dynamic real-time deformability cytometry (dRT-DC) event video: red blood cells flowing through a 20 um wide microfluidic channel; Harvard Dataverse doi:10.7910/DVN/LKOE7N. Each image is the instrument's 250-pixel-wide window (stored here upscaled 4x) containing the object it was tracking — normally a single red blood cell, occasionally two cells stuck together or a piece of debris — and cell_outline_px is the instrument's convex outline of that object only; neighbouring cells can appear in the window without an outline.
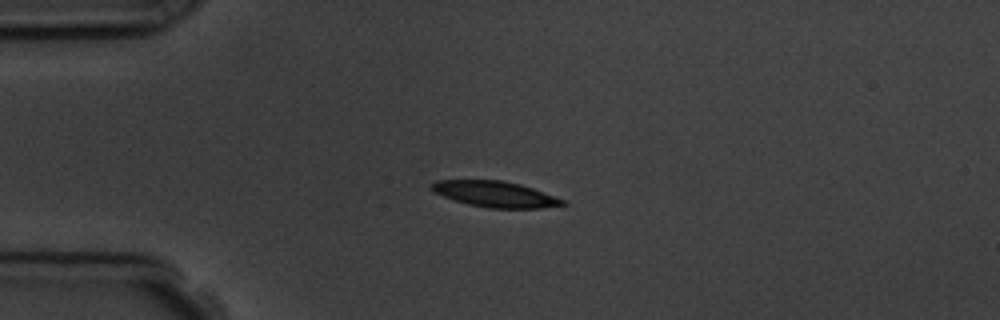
{"species": "common noctule bat (a hibernating species)", "species_latin": "Nyctalus noctula", "temperature_condition": "room temperature", "stored_images_in_passage": 9, "camera_frame_rate_fps": 3000, "um_per_image_px": 0.085, "animal": {"sex": "male", "body_mass_g": 19.5, "forearm_length_mm": 54.6}, "frame": {"image": 1, "passage_image": 3, "time_ms": 2.333, "image_size_px": [1000, 320], "cell_outline_px": [[568, 204], [540, 208], [488, 208], [468, 204], [432, 192], [428, 188], [428, 184], [436, 180], [500, 180], [520, 184], [532, 188], [564, 200]], "centroid_in_image_um": [42.02, 16.49], "position_along_channel_um": 43.0, "area_um2": 19.71}}
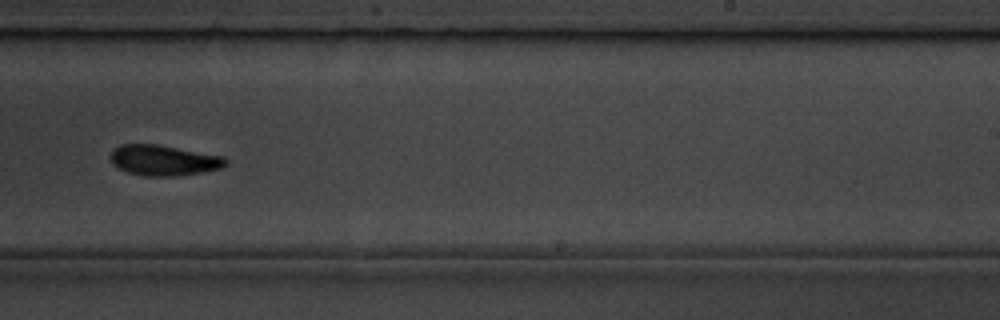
{"frame": {"image": 2, "passage_image": 9, "time_ms": 9.0, "image_size_px": [1000, 320], "cell_outline_px": [[228, 164], [224, 168], [176, 176], [144, 176], [128, 172], [112, 164], [108, 156], [112, 148], [120, 144], [156, 144], [224, 156], [228, 160]], "centroid_in_image_um": [13.9, 13.62], "position_along_channel_um": 275.1, "area_um2": 20.75}}